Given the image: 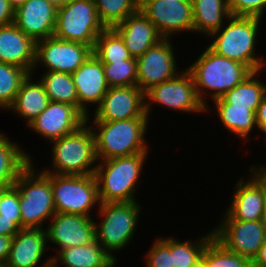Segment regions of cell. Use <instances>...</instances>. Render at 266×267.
Segmentation results:
<instances>
[{"label": "cell", "mask_w": 266, "mask_h": 267, "mask_svg": "<svg viewBox=\"0 0 266 267\" xmlns=\"http://www.w3.org/2000/svg\"><path fill=\"white\" fill-rule=\"evenodd\" d=\"M71 77L77 89L78 110L87 117L91 113L90 106L95 110L110 88L103 63L92 53Z\"/></svg>", "instance_id": "cell-19"}, {"label": "cell", "mask_w": 266, "mask_h": 267, "mask_svg": "<svg viewBox=\"0 0 266 267\" xmlns=\"http://www.w3.org/2000/svg\"><path fill=\"white\" fill-rule=\"evenodd\" d=\"M206 232L196 240L188 238L180 241L172 235L158 238L171 250L174 267H189L201 258L205 246L214 236L213 229Z\"/></svg>", "instance_id": "cell-30"}, {"label": "cell", "mask_w": 266, "mask_h": 267, "mask_svg": "<svg viewBox=\"0 0 266 267\" xmlns=\"http://www.w3.org/2000/svg\"><path fill=\"white\" fill-rule=\"evenodd\" d=\"M95 218L80 214L55 213L46 225L48 249L58 251L77 247L96 240ZM55 245V248L52 245Z\"/></svg>", "instance_id": "cell-17"}, {"label": "cell", "mask_w": 266, "mask_h": 267, "mask_svg": "<svg viewBox=\"0 0 266 267\" xmlns=\"http://www.w3.org/2000/svg\"><path fill=\"white\" fill-rule=\"evenodd\" d=\"M249 177L241 176L235 183L232 199L224 213L232 220L261 221L266 203V179L252 166ZM231 202V203H230Z\"/></svg>", "instance_id": "cell-15"}, {"label": "cell", "mask_w": 266, "mask_h": 267, "mask_svg": "<svg viewBox=\"0 0 266 267\" xmlns=\"http://www.w3.org/2000/svg\"><path fill=\"white\" fill-rule=\"evenodd\" d=\"M206 267H252L250 259L228 250L214 236L201 256Z\"/></svg>", "instance_id": "cell-35"}, {"label": "cell", "mask_w": 266, "mask_h": 267, "mask_svg": "<svg viewBox=\"0 0 266 267\" xmlns=\"http://www.w3.org/2000/svg\"><path fill=\"white\" fill-rule=\"evenodd\" d=\"M92 54L86 44L58 39L54 36L36 41L35 66L32 72L57 71L72 74ZM40 67V68H39Z\"/></svg>", "instance_id": "cell-11"}, {"label": "cell", "mask_w": 266, "mask_h": 267, "mask_svg": "<svg viewBox=\"0 0 266 267\" xmlns=\"http://www.w3.org/2000/svg\"><path fill=\"white\" fill-rule=\"evenodd\" d=\"M113 29L123 39L130 55L136 59L164 39L140 9L114 26Z\"/></svg>", "instance_id": "cell-22"}, {"label": "cell", "mask_w": 266, "mask_h": 267, "mask_svg": "<svg viewBox=\"0 0 266 267\" xmlns=\"http://www.w3.org/2000/svg\"><path fill=\"white\" fill-rule=\"evenodd\" d=\"M176 2H192V0H175Z\"/></svg>", "instance_id": "cell-51"}, {"label": "cell", "mask_w": 266, "mask_h": 267, "mask_svg": "<svg viewBox=\"0 0 266 267\" xmlns=\"http://www.w3.org/2000/svg\"><path fill=\"white\" fill-rule=\"evenodd\" d=\"M85 123L86 117L75 106L50 101L47 108L26 128L50 143L75 132Z\"/></svg>", "instance_id": "cell-18"}, {"label": "cell", "mask_w": 266, "mask_h": 267, "mask_svg": "<svg viewBox=\"0 0 266 267\" xmlns=\"http://www.w3.org/2000/svg\"><path fill=\"white\" fill-rule=\"evenodd\" d=\"M261 223H262V227L264 229V233H265V237H266V203H265L264 210L262 213Z\"/></svg>", "instance_id": "cell-48"}, {"label": "cell", "mask_w": 266, "mask_h": 267, "mask_svg": "<svg viewBox=\"0 0 266 267\" xmlns=\"http://www.w3.org/2000/svg\"><path fill=\"white\" fill-rule=\"evenodd\" d=\"M231 16L258 17L266 14V0H228Z\"/></svg>", "instance_id": "cell-39"}, {"label": "cell", "mask_w": 266, "mask_h": 267, "mask_svg": "<svg viewBox=\"0 0 266 267\" xmlns=\"http://www.w3.org/2000/svg\"><path fill=\"white\" fill-rule=\"evenodd\" d=\"M222 214L219 223L211 228L214 237L228 250L252 261L266 239L261 221L232 220Z\"/></svg>", "instance_id": "cell-14"}, {"label": "cell", "mask_w": 266, "mask_h": 267, "mask_svg": "<svg viewBox=\"0 0 266 267\" xmlns=\"http://www.w3.org/2000/svg\"><path fill=\"white\" fill-rule=\"evenodd\" d=\"M51 164L40 168L58 175H93L97 166L95 136L86 122L75 132L51 141ZM47 167V168H46Z\"/></svg>", "instance_id": "cell-5"}, {"label": "cell", "mask_w": 266, "mask_h": 267, "mask_svg": "<svg viewBox=\"0 0 266 267\" xmlns=\"http://www.w3.org/2000/svg\"><path fill=\"white\" fill-rule=\"evenodd\" d=\"M144 255L145 267H174L171 250L157 237Z\"/></svg>", "instance_id": "cell-38"}, {"label": "cell", "mask_w": 266, "mask_h": 267, "mask_svg": "<svg viewBox=\"0 0 266 267\" xmlns=\"http://www.w3.org/2000/svg\"><path fill=\"white\" fill-rule=\"evenodd\" d=\"M185 68L194 79L195 89L206 106L207 114L212 111L208 99L221 98L252 73L245 64L220 56L208 46Z\"/></svg>", "instance_id": "cell-1"}, {"label": "cell", "mask_w": 266, "mask_h": 267, "mask_svg": "<svg viewBox=\"0 0 266 267\" xmlns=\"http://www.w3.org/2000/svg\"><path fill=\"white\" fill-rule=\"evenodd\" d=\"M100 22L113 28L139 10L138 0H94Z\"/></svg>", "instance_id": "cell-34"}, {"label": "cell", "mask_w": 266, "mask_h": 267, "mask_svg": "<svg viewBox=\"0 0 266 267\" xmlns=\"http://www.w3.org/2000/svg\"><path fill=\"white\" fill-rule=\"evenodd\" d=\"M6 188H0V196H1V193L5 190Z\"/></svg>", "instance_id": "cell-53"}, {"label": "cell", "mask_w": 266, "mask_h": 267, "mask_svg": "<svg viewBox=\"0 0 266 267\" xmlns=\"http://www.w3.org/2000/svg\"><path fill=\"white\" fill-rule=\"evenodd\" d=\"M252 167L262 176L266 179V165L265 162L263 164H260V166L257 164H252Z\"/></svg>", "instance_id": "cell-45"}, {"label": "cell", "mask_w": 266, "mask_h": 267, "mask_svg": "<svg viewBox=\"0 0 266 267\" xmlns=\"http://www.w3.org/2000/svg\"><path fill=\"white\" fill-rule=\"evenodd\" d=\"M172 39H162L137 58V86L145 93L152 86L176 77L183 68L176 61Z\"/></svg>", "instance_id": "cell-13"}, {"label": "cell", "mask_w": 266, "mask_h": 267, "mask_svg": "<svg viewBox=\"0 0 266 267\" xmlns=\"http://www.w3.org/2000/svg\"><path fill=\"white\" fill-rule=\"evenodd\" d=\"M57 8L46 0H27L15 10L14 24L35 42L54 35Z\"/></svg>", "instance_id": "cell-21"}, {"label": "cell", "mask_w": 266, "mask_h": 267, "mask_svg": "<svg viewBox=\"0 0 266 267\" xmlns=\"http://www.w3.org/2000/svg\"><path fill=\"white\" fill-rule=\"evenodd\" d=\"M11 6L16 10L18 7L23 5L27 0H8Z\"/></svg>", "instance_id": "cell-47"}, {"label": "cell", "mask_w": 266, "mask_h": 267, "mask_svg": "<svg viewBox=\"0 0 266 267\" xmlns=\"http://www.w3.org/2000/svg\"><path fill=\"white\" fill-rule=\"evenodd\" d=\"M252 267H266V239L258 251V254L251 261Z\"/></svg>", "instance_id": "cell-44"}, {"label": "cell", "mask_w": 266, "mask_h": 267, "mask_svg": "<svg viewBox=\"0 0 266 267\" xmlns=\"http://www.w3.org/2000/svg\"><path fill=\"white\" fill-rule=\"evenodd\" d=\"M194 33L207 39L231 17L228 0H192Z\"/></svg>", "instance_id": "cell-28"}, {"label": "cell", "mask_w": 266, "mask_h": 267, "mask_svg": "<svg viewBox=\"0 0 266 267\" xmlns=\"http://www.w3.org/2000/svg\"><path fill=\"white\" fill-rule=\"evenodd\" d=\"M213 111L217 113L218 120L222 123V130L228 131L247 144L248 139L252 140L251 134L253 130L258 131L256 113L250 110V108L233 107V105L227 103L222 97L215 99L211 102Z\"/></svg>", "instance_id": "cell-26"}, {"label": "cell", "mask_w": 266, "mask_h": 267, "mask_svg": "<svg viewBox=\"0 0 266 267\" xmlns=\"http://www.w3.org/2000/svg\"><path fill=\"white\" fill-rule=\"evenodd\" d=\"M31 162L30 153L0 131V188L14 186L19 174Z\"/></svg>", "instance_id": "cell-27"}, {"label": "cell", "mask_w": 266, "mask_h": 267, "mask_svg": "<svg viewBox=\"0 0 266 267\" xmlns=\"http://www.w3.org/2000/svg\"><path fill=\"white\" fill-rule=\"evenodd\" d=\"M0 218L11 219L21 229L19 192L15 186L8 187L1 193Z\"/></svg>", "instance_id": "cell-37"}, {"label": "cell", "mask_w": 266, "mask_h": 267, "mask_svg": "<svg viewBox=\"0 0 266 267\" xmlns=\"http://www.w3.org/2000/svg\"><path fill=\"white\" fill-rule=\"evenodd\" d=\"M142 204L139 201L100 203L97 215H94L100 220H95L96 241L116 262V253L129 247L136 236Z\"/></svg>", "instance_id": "cell-6"}, {"label": "cell", "mask_w": 266, "mask_h": 267, "mask_svg": "<svg viewBox=\"0 0 266 267\" xmlns=\"http://www.w3.org/2000/svg\"><path fill=\"white\" fill-rule=\"evenodd\" d=\"M150 118H132L118 121H86L95 136L98 160L150 153L145 137Z\"/></svg>", "instance_id": "cell-4"}, {"label": "cell", "mask_w": 266, "mask_h": 267, "mask_svg": "<svg viewBox=\"0 0 266 267\" xmlns=\"http://www.w3.org/2000/svg\"><path fill=\"white\" fill-rule=\"evenodd\" d=\"M39 81L44 85L49 100L67 103L78 109L77 89L71 74L57 71L40 73Z\"/></svg>", "instance_id": "cell-31"}, {"label": "cell", "mask_w": 266, "mask_h": 267, "mask_svg": "<svg viewBox=\"0 0 266 267\" xmlns=\"http://www.w3.org/2000/svg\"><path fill=\"white\" fill-rule=\"evenodd\" d=\"M189 267H206L204 259L201 257L199 260H197L194 264H192Z\"/></svg>", "instance_id": "cell-49"}, {"label": "cell", "mask_w": 266, "mask_h": 267, "mask_svg": "<svg viewBox=\"0 0 266 267\" xmlns=\"http://www.w3.org/2000/svg\"><path fill=\"white\" fill-rule=\"evenodd\" d=\"M36 42L14 23L0 27V62L12 64L32 74Z\"/></svg>", "instance_id": "cell-23"}, {"label": "cell", "mask_w": 266, "mask_h": 267, "mask_svg": "<svg viewBox=\"0 0 266 267\" xmlns=\"http://www.w3.org/2000/svg\"><path fill=\"white\" fill-rule=\"evenodd\" d=\"M48 3H51L56 8L67 5L71 0H46Z\"/></svg>", "instance_id": "cell-46"}, {"label": "cell", "mask_w": 266, "mask_h": 267, "mask_svg": "<svg viewBox=\"0 0 266 267\" xmlns=\"http://www.w3.org/2000/svg\"><path fill=\"white\" fill-rule=\"evenodd\" d=\"M49 102L44 85L36 76L34 78L32 74H29L22 82L14 103L6 112H14V116L16 114L20 119L22 118L27 127L47 108Z\"/></svg>", "instance_id": "cell-24"}, {"label": "cell", "mask_w": 266, "mask_h": 267, "mask_svg": "<svg viewBox=\"0 0 266 267\" xmlns=\"http://www.w3.org/2000/svg\"><path fill=\"white\" fill-rule=\"evenodd\" d=\"M86 121H118L149 118L145 112V93L138 86L110 87L101 104ZM91 118V119H90Z\"/></svg>", "instance_id": "cell-16"}, {"label": "cell", "mask_w": 266, "mask_h": 267, "mask_svg": "<svg viewBox=\"0 0 266 267\" xmlns=\"http://www.w3.org/2000/svg\"><path fill=\"white\" fill-rule=\"evenodd\" d=\"M157 105L169 111H177L179 114L206 115V106L198 97L194 79L186 68L176 77L154 85L145 92V112L149 118H151V109Z\"/></svg>", "instance_id": "cell-10"}, {"label": "cell", "mask_w": 266, "mask_h": 267, "mask_svg": "<svg viewBox=\"0 0 266 267\" xmlns=\"http://www.w3.org/2000/svg\"><path fill=\"white\" fill-rule=\"evenodd\" d=\"M252 72L246 79L228 91L222 98L233 107L250 108L256 113L261 100L266 95V83L260 78L262 72ZM257 77V78H256Z\"/></svg>", "instance_id": "cell-29"}, {"label": "cell", "mask_w": 266, "mask_h": 267, "mask_svg": "<svg viewBox=\"0 0 266 267\" xmlns=\"http://www.w3.org/2000/svg\"><path fill=\"white\" fill-rule=\"evenodd\" d=\"M32 162L19 174L14 186L19 192L21 229H44L55 215L51 173L37 169Z\"/></svg>", "instance_id": "cell-7"}, {"label": "cell", "mask_w": 266, "mask_h": 267, "mask_svg": "<svg viewBox=\"0 0 266 267\" xmlns=\"http://www.w3.org/2000/svg\"><path fill=\"white\" fill-rule=\"evenodd\" d=\"M105 29L100 22L94 0H71L57 8L54 37L86 44L92 49Z\"/></svg>", "instance_id": "cell-9"}, {"label": "cell", "mask_w": 266, "mask_h": 267, "mask_svg": "<svg viewBox=\"0 0 266 267\" xmlns=\"http://www.w3.org/2000/svg\"><path fill=\"white\" fill-rule=\"evenodd\" d=\"M139 9L164 39H172L183 32H194L192 2L142 0Z\"/></svg>", "instance_id": "cell-12"}, {"label": "cell", "mask_w": 266, "mask_h": 267, "mask_svg": "<svg viewBox=\"0 0 266 267\" xmlns=\"http://www.w3.org/2000/svg\"><path fill=\"white\" fill-rule=\"evenodd\" d=\"M28 75L29 73L23 68L0 62V110L6 113Z\"/></svg>", "instance_id": "cell-33"}, {"label": "cell", "mask_w": 266, "mask_h": 267, "mask_svg": "<svg viewBox=\"0 0 266 267\" xmlns=\"http://www.w3.org/2000/svg\"><path fill=\"white\" fill-rule=\"evenodd\" d=\"M263 22L258 17L231 16L207 38L211 40L207 46L220 56L245 64L252 72L266 70V57L256 53Z\"/></svg>", "instance_id": "cell-2"}, {"label": "cell", "mask_w": 266, "mask_h": 267, "mask_svg": "<svg viewBox=\"0 0 266 267\" xmlns=\"http://www.w3.org/2000/svg\"><path fill=\"white\" fill-rule=\"evenodd\" d=\"M149 153L98 160L94 176L100 203L136 202ZM143 172V173H142Z\"/></svg>", "instance_id": "cell-3"}, {"label": "cell", "mask_w": 266, "mask_h": 267, "mask_svg": "<svg viewBox=\"0 0 266 267\" xmlns=\"http://www.w3.org/2000/svg\"><path fill=\"white\" fill-rule=\"evenodd\" d=\"M92 53L101 62H118L133 58L121 36L113 28H105L97 37Z\"/></svg>", "instance_id": "cell-32"}, {"label": "cell", "mask_w": 266, "mask_h": 267, "mask_svg": "<svg viewBox=\"0 0 266 267\" xmlns=\"http://www.w3.org/2000/svg\"><path fill=\"white\" fill-rule=\"evenodd\" d=\"M102 63L109 87L137 86V59Z\"/></svg>", "instance_id": "cell-36"}, {"label": "cell", "mask_w": 266, "mask_h": 267, "mask_svg": "<svg viewBox=\"0 0 266 267\" xmlns=\"http://www.w3.org/2000/svg\"><path fill=\"white\" fill-rule=\"evenodd\" d=\"M0 267H8L5 263H0Z\"/></svg>", "instance_id": "cell-52"}, {"label": "cell", "mask_w": 266, "mask_h": 267, "mask_svg": "<svg viewBox=\"0 0 266 267\" xmlns=\"http://www.w3.org/2000/svg\"><path fill=\"white\" fill-rule=\"evenodd\" d=\"M13 237L0 235V263H5L11 248Z\"/></svg>", "instance_id": "cell-43"}, {"label": "cell", "mask_w": 266, "mask_h": 267, "mask_svg": "<svg viewBox=\"0 0 266 267\" xmlns=\"http://www.w3.org/2000/svg\"><path fill=\"white\" fill-rule=\"evenodd\" d=\"M15 10L8 0H0V27L14 23Z\"/></svg>", "instance_id": "cell-40"}, {"label": "cell", "mask_w": 266, "mask_h": 267, "mask_svg": "<svg viewBox=\"0 0 266 267\" xmlns=\"http://www.w3.org/2000/svg\"><path fill=\"white\" fill-rule=\"evenodd\" d=\"M55 253H52L51 257L58 267H114L118 265V262L96 240L86 245L65 248Z\"/></svg>", "instance_id": "cell-25"}, {"label": "cell", "mask_w": 266, "mask_h": 267, "mask_svg": "<svg viewBox=\"0 0 266 267\" xmlns=\"http://www.w3.org/2000/svg\"><path fill=\"white\" fill-rule=\"evenodd\" d=\"M51 186L56 213H71L94 217L93 211H98L100 200L94 174H51Z\"/></svg>", "instance_id": "cell-8"}, {"label": "cell", "mask_w": 266, "mask_h": 267, "mask_svg": "<svg viewBox=\"0 0 266 267\" xmlns=\"http://www.w3.org/2000/svg\"><path fill=\"white\" fill-rule=\"evenodd\" d=\"M20 231V228L11 220L0 218V235L13 237Z\"/></svg>", "instance_id": "cell-42"}, {"label": "cell", "mask_w": 266, "mask_h": 267, "mask_svg": "<svg viewBox=\"0 0 266 267\" xmlns=\"http://www.w3.org/2000/svg\"><path fill=\"white\" fill-rule=\"evenodd\" d=\"M48 251L45 228H22L13 236L5 264L8 267H42L52 260L51 256H46Z\"/></svg>", "instance_id": "cell-20"}, {"label": "cell", "mask_w": 266, "mask_h": 267, "mask_svg": "<svg viewBox=\"0 0 266 267\" xmlns=\"http://www.w3.org/2000/svg\"><path fill=\"white\" fill-rule=\"evenodd\" d=\"M42 267H58V266L51 260L49 263L45 264Z\"/></svg>", "instance_id": "cell-50"}, {"label": "cell", "mask_w": 266, "mask_h": 267, "mask_svg": "<svg viewBox=\"0 0 266 267\" xmlns=\"http://www.w3.org/2000/svg\"><path fill=\"white\" fill-rule=\"evenodd\" d=\"M256 120L258 131L263 133V136H266V95L263 97L260 105L257 108Z\"/></svg>", "instance_id": "cell-41"}]
</instances>
